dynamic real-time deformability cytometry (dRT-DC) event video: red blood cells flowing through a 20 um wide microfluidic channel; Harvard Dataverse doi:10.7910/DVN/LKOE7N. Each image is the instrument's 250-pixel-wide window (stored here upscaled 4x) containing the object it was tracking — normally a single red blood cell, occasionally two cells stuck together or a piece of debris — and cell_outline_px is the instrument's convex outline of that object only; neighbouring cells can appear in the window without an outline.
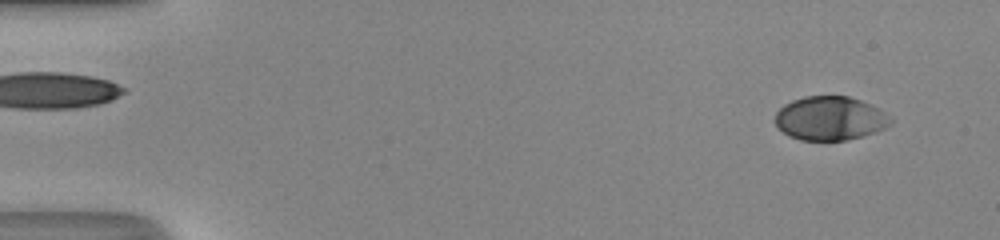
{"species": "human", "species_latin": "Homo sapiens", "temperature_condition": "room temperature", "stored_images_in_passage": 48, "camera_frame_rate_fps": 3000, "um_per_image_px": 0.085, "donor": {"sex": "male"}, "frame": {"image": 1, "passage_image": 3, "time_ms": 0.667, "image_size_px": [1000, 240], "cell_outline_px": [[892, 124], [876, 132], [848, 140], [800, 140], [788, 136], [772, 120], [776, 112], [784, 104], [792, 100], [804, 96], [848, 96], [860, 100], [884, 112], [892, 120]], "centroid_in_image_um": [70.52, 10.06], "position_along_channel_um": 14.5, "area_um2": 29.54}}
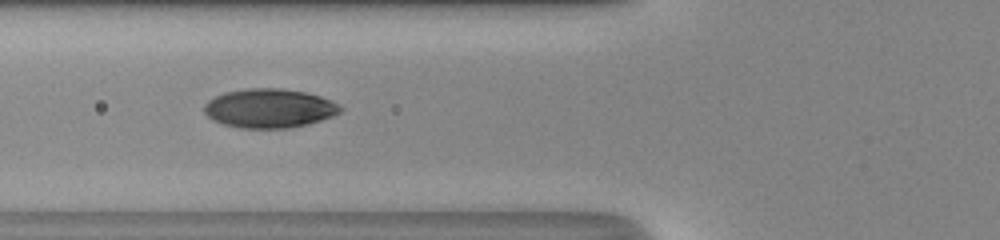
{"frame": {"image": 2, "passage_image": 19, "time_ms": 6.0, "image_size_px": [1000, 240], "cell_outline_px": [[344, 108], [340, 112], [332, 116], [308, 124], [288, 128], [240, 128], [224, 124], [212, 120], [204, 112], [204, 104], [208, 100], [224, 92], [248, 88], [280, 88], [304, 92], [320, 96], [332, 100], [340, 104]], "centroid_in_image_um": [22.9, 9.2], "position_along_channel_um": 102.9, "area_um2": 31.1}}
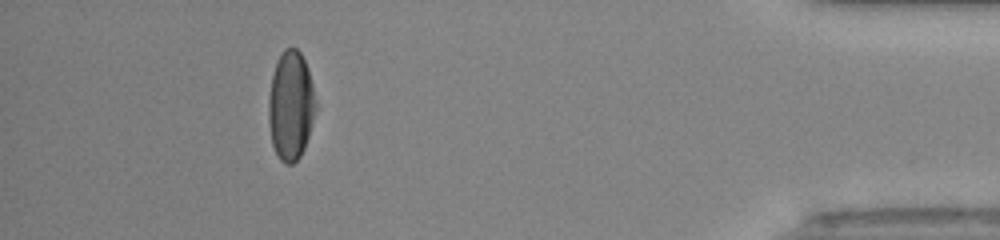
{"frame": {"image": 3, "passage_image": 44, "time_ms": 14.333, "image_size_px": [1000, 240], "cell_outline_px": [[316, 108], [308, 136], [304, 148], [300, 156], [292, 164], [284, 164], [280, 160], [272, 144], [268, 120], [268, 100], [272, 76], [276, 60], [284, 48], [296, 48], [300, 52], [308, 68], [312, 84], [316, 104]], "centroid_in_image_um": [24.7, 8.97], "position_along_channel_um": 410.5, "area_um2": 29.94}, "authors_computed_cell_mechanics": {"area_um2": 30.4317, "velocity_mm_per_s": 4.3362, "shape_relaxation_time_tau1_ms": 4.2823, "shape_relaxation_time_tau2_ms": 0.7124, "deformation_change_tau1": 0.2007, "deformation_change_tau2": 0.0456}}